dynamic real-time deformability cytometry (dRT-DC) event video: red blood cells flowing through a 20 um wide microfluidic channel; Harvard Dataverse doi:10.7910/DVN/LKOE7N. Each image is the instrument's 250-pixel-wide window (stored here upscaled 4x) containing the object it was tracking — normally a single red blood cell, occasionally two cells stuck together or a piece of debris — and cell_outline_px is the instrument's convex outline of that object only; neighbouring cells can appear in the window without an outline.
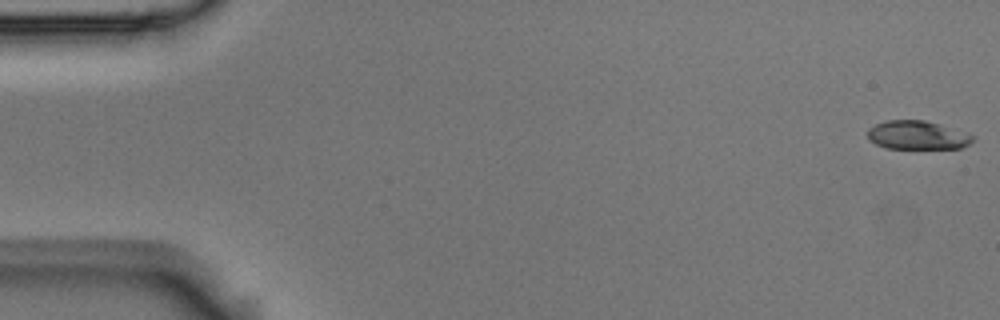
{"species": "Egyptian fruit bat (a non-hibernating species)", "species_latin": "Rousettus aegyptiacus", "temperature_condition": "room temperature", "stored_images_in_passage": 54, "camera_frame_rate_fps": 3000, "um_per_image_px": 0.085, "animal": {"sex": "male"}, "frame": {"image": 1, "passage_image": 1, "time_ms": 0.0, "image_size_px": [1000, 320], "cell_outline_px": [[976, 136], [968, 144], [960, 148], [884, 148], [868, 140], [868, 128], [884, 120], [924, 120], [940, 124], [968, 132]], "centroid_in_image_um": [77.97, 11.48], "position_along_channel_um": 7.0, "area_um2": 17.69}}
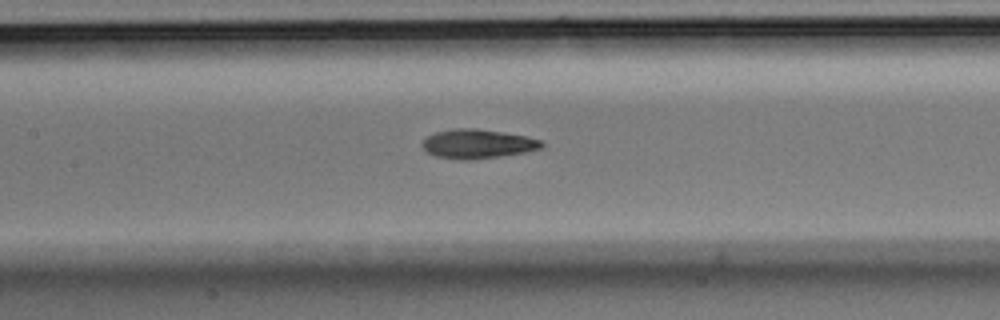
{"frame": {"image": 2, "passage_image": 25, "time_ms": 8.0, "image_size_px": [1000, 320], "cell_outline_px": [[544, 148], [524, 152], [500, 156], [464, 160], [460, 160], [436, 156], [428, 152], [424, 148], [424, 140], [428, 136], [436, 132], [452, 128], [476, 128], [504, 132], [524, 136], [540, 140], [544, 144]], "centroid_in_image_um": [40.62, 12.22], "position_along_channel_um": 166.8, "area_um2": 20.06}}
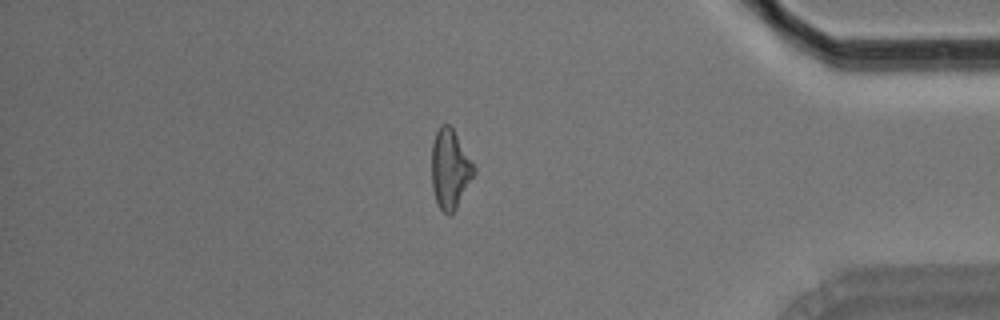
{"frame": {"image": 3, "passage_image": 46, "time_ms": 15.0, "image_size_px": [1000, 320], "cell_outline_px": [[476, 172], [456, 208], [448, 216], [440, 208], [436, 200], [432, 188], [432, 144], [436, 132], [440, 124], [448, 124], [452, 128], [476, 168]], "centroid_in_image_um": [38.25, 14.37], "position_along_channel_um": 397.0, "area_um2": 19.31}, "authors_computed_cell_mechanics": {"area_um2": 19.3919, "velocity_mm_per_s": 3.7441, "shape_relaxation_time_tau1_ms": 3.1893, "shape_relaxation_time_tau2_ms": 2.8075, "deformation_change_tau1": 0.1527, "deformation_change_tau2": 0.1074}}